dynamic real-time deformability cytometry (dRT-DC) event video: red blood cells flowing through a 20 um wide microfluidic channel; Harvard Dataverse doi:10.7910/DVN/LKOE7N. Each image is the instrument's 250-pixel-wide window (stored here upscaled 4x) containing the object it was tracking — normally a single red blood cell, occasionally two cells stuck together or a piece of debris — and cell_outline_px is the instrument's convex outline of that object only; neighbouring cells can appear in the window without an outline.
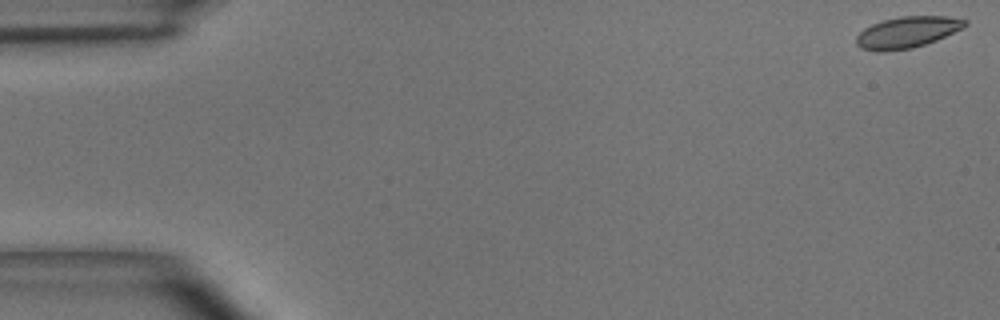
{"species": "common noctule bat (a hibernating species)", "species_latin": "Nyctalus noctula", "temperature_condition": "room temperature", "stored_images_in_passage": 50, "camera_frame_rate_fps": 3000, "um_per_image_px": 0.085, "animal": {"sex": "male", "body_mass_g": 15.6}, "frame": {"image": 1, "passage_image": 1, "time_ms": 0.0, "image_size_px": [1000, 320], "cell_outline_px": [[968, 24], [964, 28], [936, 40], [912, 48], [884, 52], [880, 52], [860, 48], [856, 44], [856, 36], [864, 28], [872, 24], [884, 20], [900, 16], [948, 16], [968, 20]], "centroid_in_image_um": [77.12, 2.74], "position_along_channel_um": 7.9, "area_um2": 19.94}}
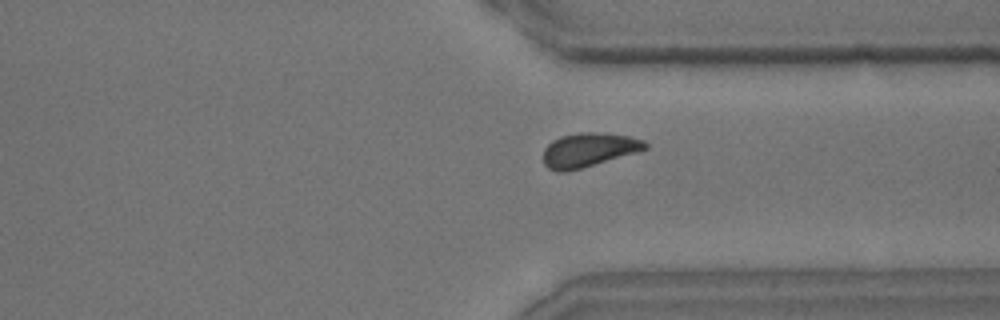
{"frame": {"image": 2, "passage_image": 38, "time_ms": 12.333, "image_size_px": [1000, 320], "cell_outline_px": [[648, 148], [636, 152], [568, 172], [556, 172], [548, 168], [544, 164], [544, 148], [552, 140], [560, 136], [580, 132], [596, 132], [628, 136], [644, 140], [648, 144]], "centroid_in_image_um": [50.0, 12.74], "position_along_channel_um": 361.4, "area_um2": 20.17}}
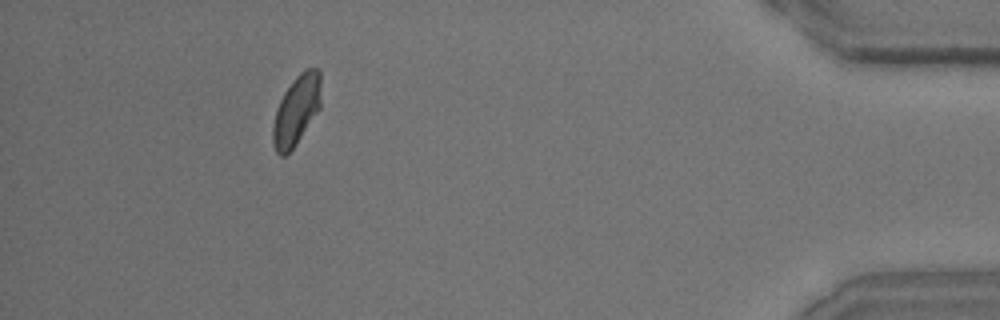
{"frame": {"image": 3, "passage_image": 46, "time_ms": 15.0, "image_size_px": [1000, 320], "cell_outline_px": [[320, 108], [292, 148], [284, 156], [280, 156], [276, 152], [272, 140], [272, 128], [276, 108], [284, 92], [296, 76], [304, 68], [320, 68]], "centroid_in_image_um": [25.18, 9.33], "position_along_channel_um": 410.0, "area_um2": 19.36}, "authors_computed_cell_mechanics": {"area_um2": 20.1722, "velocity_mm_per_s": 3.9583, "shape_relaxation_time_tau1_ms": 3.0821, "shape_relaxation_time_tau2_ms": 2.485, "deformation_change_tau1": 0.0888, "deformation_change_tau2": 0.0561}}